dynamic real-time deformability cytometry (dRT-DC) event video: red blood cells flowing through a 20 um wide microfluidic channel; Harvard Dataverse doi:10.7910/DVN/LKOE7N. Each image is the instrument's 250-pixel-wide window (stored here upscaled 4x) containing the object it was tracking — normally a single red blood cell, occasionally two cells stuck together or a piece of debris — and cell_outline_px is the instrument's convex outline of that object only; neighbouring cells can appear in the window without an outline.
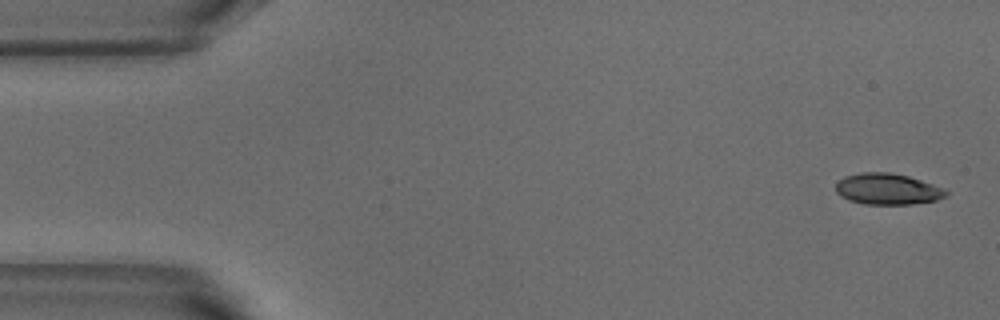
{"species": "common noctule bat (a hibernating species)", "species_latin": "Nyctalus noctula", "temperature_condition": "warm", "stored_images_in_passage": 4, "camera_frame_rate_fps": 3000, "um_per_image_px": 0.085, "animal": {"sex": "male", "body_mass_g": 18.8}, "frame": {"image": 1, "passage_image": 1, "time_ms": 0.0, "image_size_px": [1000, 320], "cell_outline_px": [[948, 196], [936, 200], [912, 204], [864, 204], [848, 200], [840, 196], [836, 192], [836, 184], [844, 176], [860, 172], [888, 172], [908, 176], [944, 188], [948, 192]], "centroid_in_image_um": [75.43, 16.07], "position_along_channel_um": 9.6, "area_um2": 20.06}}
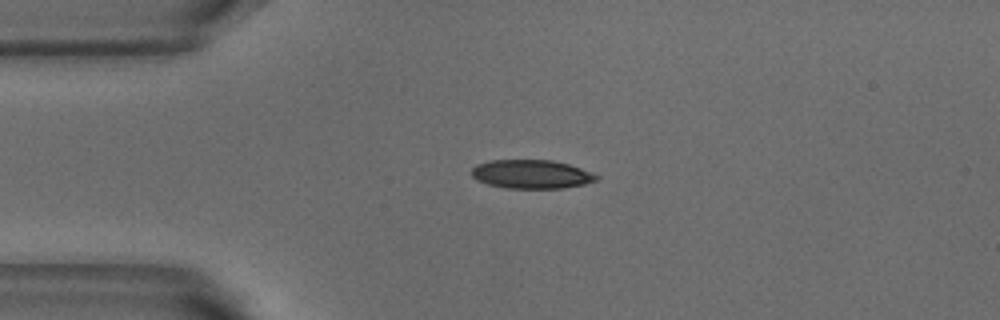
{"frame": {"image": 2, "passage_image": 3, "time_ms": 0.667, "image_size_px": [1000, 320], "cell_outline_px": [[600, 176], [596, 180], [584, 184], [560, 188], [504, 188], [488, 184], [476, 180], [472, 176], [472, 168], [476, 164], [488, 160], [552, 160], [568, 164], [592, 172]], "centroid_in_image_um": [45.14, 14.8], "position_along_channel_um": 39.9, "area_um2": 20.92}}